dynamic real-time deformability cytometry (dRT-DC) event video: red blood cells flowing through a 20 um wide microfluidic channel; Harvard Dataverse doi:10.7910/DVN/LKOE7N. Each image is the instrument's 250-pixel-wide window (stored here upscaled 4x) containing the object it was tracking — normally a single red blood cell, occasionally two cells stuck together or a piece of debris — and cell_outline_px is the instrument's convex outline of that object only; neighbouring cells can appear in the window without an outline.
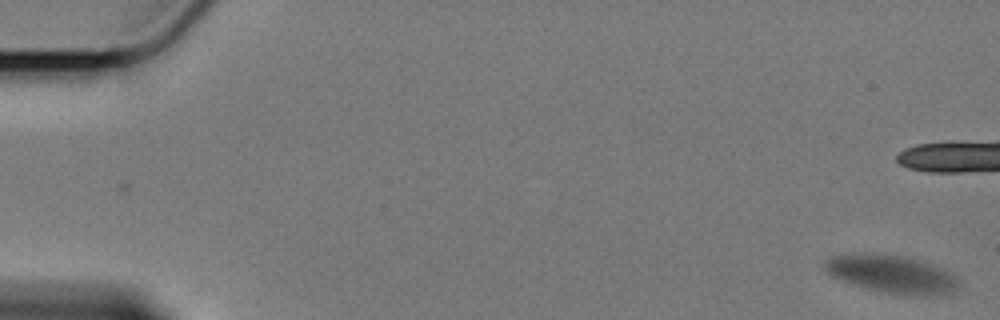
{"species": "Egyptian fruit bat (a non-hibernating species)", "species_latin": "Rousettus aegyptiacus", "temperature_condition": "cold", "stored_images_in_passage": 9, "camera_frame_rate_fps": 3000, "um_per_image_px": 0.085, "animal": {"sex": "female"}, "frame": {"image": 1, "passage_image": 1, "time_ms": 0.0, "image_size_px": [1000, 320], "cell_outline_px": [[960, 288], [956, 292], [928, 296], [924, 296], [884, 292], [868, 288], [840, 280], [832, 276], [824, 268], [824, 260], [828, 256], [844, 252], [852, 252], [904, 256], [920, 260], [944, 268], [952, 272], [960, 280]], "centroid_in_image_um": [75.82, 23.27], "position_along_channel_um": 9.2, "area_um2": 30.17}}